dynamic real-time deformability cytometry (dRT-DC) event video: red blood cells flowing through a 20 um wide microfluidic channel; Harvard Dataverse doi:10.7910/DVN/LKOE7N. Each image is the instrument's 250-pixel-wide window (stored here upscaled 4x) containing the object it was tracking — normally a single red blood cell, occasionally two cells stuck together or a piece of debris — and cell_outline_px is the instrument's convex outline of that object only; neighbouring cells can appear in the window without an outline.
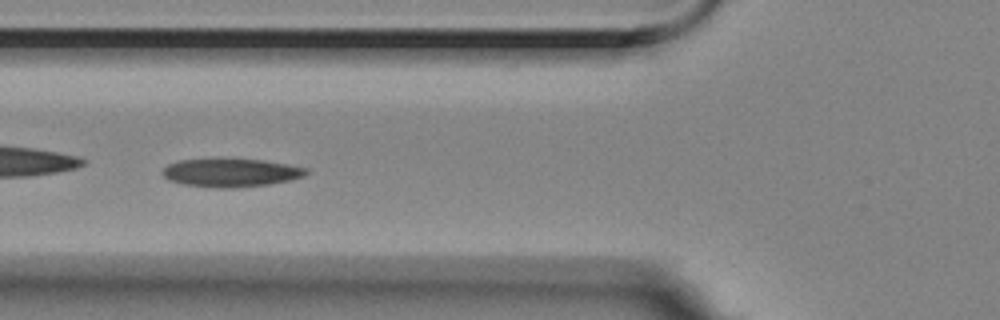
{"species": "Egyptian fruit bat (a non-hibernating species)", "species_latin": "Rousettus aegyptiacus", "temperature_condition": "room temperature", "stored_images_in_passage": 57, "camera_frame_rate_fps": 3000, "um_per_image_px": 0.085, "animal": {"sex": "female"}, "frame": {"image": 1, "passage_image": 21, "time_ms": 6.667, "image_size_px": [1000, 320], "cell_outline_px": [[308, 172], [304, 176], [288, 180], [268, 184], [236, 188], [220, 188], [184, 184], [168, 180], [160, 172], [168, 164], [180, 160], [264, 160], [288, 164], [308, 168]], "centroid_in_image_um": [19.63, 14.69], "position_along_channel_um": 106.2, "area_um2": 23.29}}
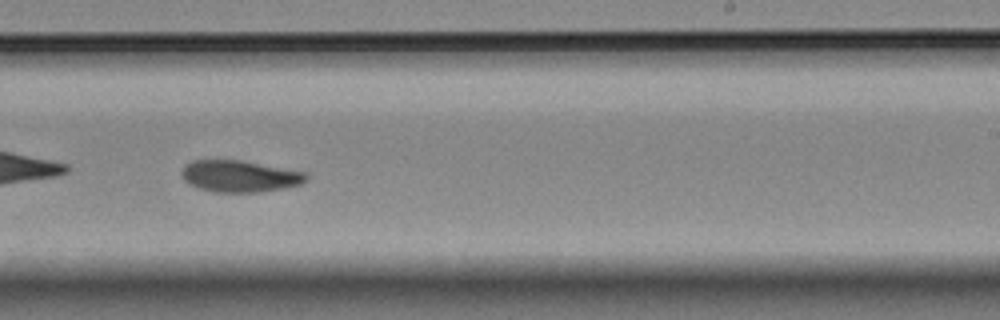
{"frame": {"image": 2, "passage_image": 35, "time_ms": 11.333, "image_size_px": [1000, 320], "cell_outline_px": [[308, 180], [300, 184], [284, 188], [260, 192], [212, 192], [188, 184], [184, 180], [184, 168], [192, 160], [240, 160], [308, 172]], "centroid_in_image_um": [20.44, 14.98], "position_along_channel_um": 268.6, "area_um2": 22.89}}
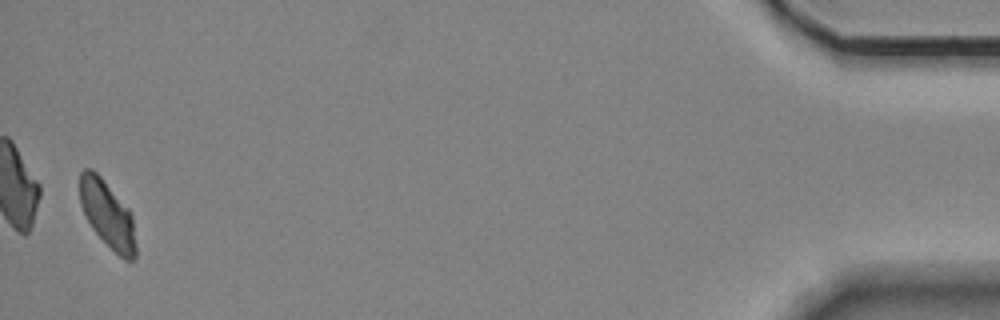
{"frame": {"image": 3, "passage_image": 56, "time_ms": 18.333, "image_size_px": [1000, 320], "cell_outline_px": [[136, 256], [132, 260], [124, 260], [92, 228], [80, 204], [80, 172], [84, 168], [92, 168], [100, 176], [128, 208], [132, 216], [136, 244]], "centroid_in_image_um": [9.14, 18.2], "position_along_channel_um": 426.1, "area_um2": 21.44}, "authors_computed_cell_mechanics": {"area_um2": 23.3512, "velocity_mm_per_s": 3.4923, "shape_relaxation_time_tau1_ms": 4.5596, "shape_relaxation_time_tau2_ms": 2.4133, "deformation_change_tau1": 0.1183, "deformation_change_tau2": 0.0492}}